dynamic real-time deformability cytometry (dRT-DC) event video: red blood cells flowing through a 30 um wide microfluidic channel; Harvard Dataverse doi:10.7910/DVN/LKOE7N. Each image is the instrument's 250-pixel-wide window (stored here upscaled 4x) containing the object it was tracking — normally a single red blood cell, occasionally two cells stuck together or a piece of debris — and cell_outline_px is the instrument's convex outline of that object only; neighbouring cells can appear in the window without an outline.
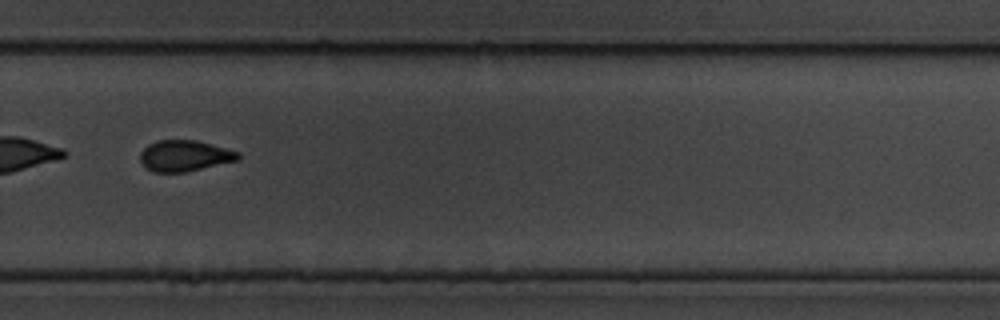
{"species": "common noctule bat (a hibernating species)", "species_latin": "Nyctalus noctula", "temperature_condition": "cold", "stored_images_in_passage": 43, "segment_of_instrument_passage": [2, 2], "camera_frame_rate_fps": 3000, "um_per_image_px": 0.085, "animal": {"sex": "male", "body_mass_g": 19.5, "forearm_length_mm": 54.6}, "frame": {"image": 1, "passage_image": 42, "time_ms": 13.667, "image_size_px": [1000, 320], "cell_outline_px": [[240, 156], [236, 160], [184, 172], [152, 172], [140, 160], [140, 152], [148, 144], [156, 140], [196, 140], [240, 152]], "centroid_in_image_um": [15.66, 13.23], "position_along_channel_um": 314.1, "area_um2": 17.46}}